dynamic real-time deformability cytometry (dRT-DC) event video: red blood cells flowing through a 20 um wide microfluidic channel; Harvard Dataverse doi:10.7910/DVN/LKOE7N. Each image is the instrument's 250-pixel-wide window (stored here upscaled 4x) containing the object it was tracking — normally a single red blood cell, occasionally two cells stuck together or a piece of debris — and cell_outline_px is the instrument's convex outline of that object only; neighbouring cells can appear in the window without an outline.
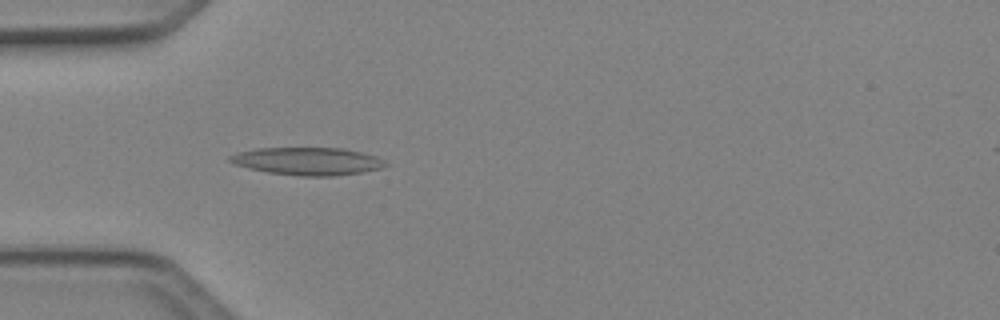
{"species": "Egyptian fruit bat (a non-hibernating species)", "species_latin": "Rousettus aegyptiacus", "temperature_condition": "cold", "stored_images_in_passage": 4, "camera_frame_rate_fps": 3000, "um_per_image_px": 0.085, "animal": {"sex": "female"}, "frame": {"image": 1, "passage_image": 4, "time_ms": 1.0, "image_size_px": [1000, 320], "cell_outline_px": [[388, 164], [384, 168], [336, 176], [304, 176], [268, 172], [248, 168], [236, 164], [228, 160], [228, 156], [236, 152], [256, 148], [344, 148], [376, 156], [384, 160]], "centroid_in_image_um": [26.15, 13.7], "position_along_channel_um": 58.8, "area_um2": 25.09}}